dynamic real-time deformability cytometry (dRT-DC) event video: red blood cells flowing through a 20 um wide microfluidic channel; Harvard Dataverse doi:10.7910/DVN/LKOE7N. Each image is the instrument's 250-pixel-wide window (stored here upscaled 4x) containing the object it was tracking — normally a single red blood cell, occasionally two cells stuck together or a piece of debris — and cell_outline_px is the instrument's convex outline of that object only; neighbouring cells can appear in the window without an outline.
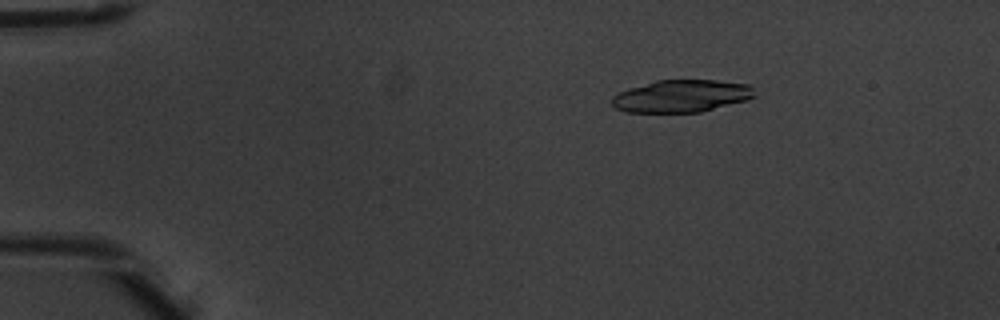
{"species": "common noctule bat (a hibernating species)", "species_latin": "Nyctalus noctula", "temperature_condition": "warm", "stored_images_in_passage": 5, "camera_frame_rate_fps": 3000, "um_per_image_px": 0.085, "animal": {"sex": "male", "body_mass_g": 20.1, "forearm_length_mm": 53.5}, "frame": {"image": 1, "passage_image": 2, "time_ms": 0.333, "image_size_px": [1000, 320], "cell_outline_px": [[756, 96], [748, 100], [700, 112], [624, 112], [616, 108], [612, 104], [612, 96], [628, 88], [656, 80], [716, 80], [748, 84], [752, 88]], "centroid_in_image_um": [57.93, 8.16], "position_along_channel_um": 27.1, "area_um2": 26.93}}